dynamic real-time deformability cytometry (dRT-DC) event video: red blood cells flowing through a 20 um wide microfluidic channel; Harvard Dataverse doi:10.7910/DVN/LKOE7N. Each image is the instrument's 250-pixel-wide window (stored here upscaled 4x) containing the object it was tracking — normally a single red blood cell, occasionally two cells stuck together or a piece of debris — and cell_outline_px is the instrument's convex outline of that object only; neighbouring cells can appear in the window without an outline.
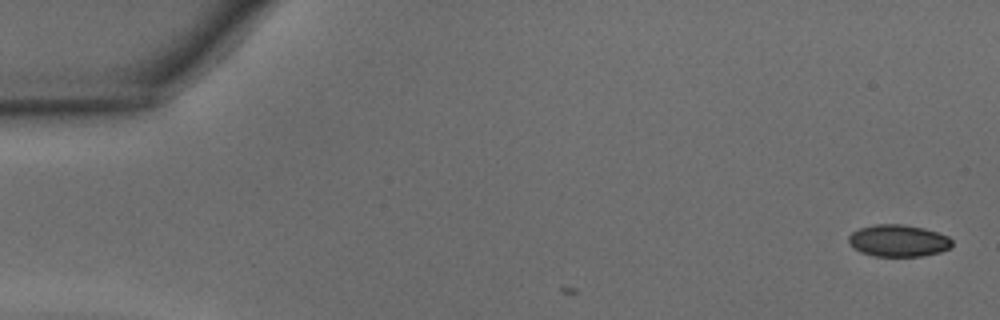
{"species": "common noctule bat (a hibernating species)", "species_latin": "Nyctalus noctula", "temperature_condition": "warm", "stored_images_in_passage": 2, "camera_frame_rate_fps": 3000, "um_per_image_px": 0.085, "animal": {"sex": "male", "body_mass_g": 15.6}, "frame": {"image": 1, "passage_image": 2, "time_ms": 0.333, "image_size_px": [1000, 320], "cell_outline_px": [[952, 248], [940, 252], [920, 256], [872, 256], [860, 252], [852, 248], [848, 240], [848, 236], [852, 232], [860, 228], [876, 224], [904, 224], [924, 228], [948, 236], [952, 240]], "centroid_in_image_um": [76.35, 20.46], "position_along_channel_um": 8.7, "area_um2": 19.42}}